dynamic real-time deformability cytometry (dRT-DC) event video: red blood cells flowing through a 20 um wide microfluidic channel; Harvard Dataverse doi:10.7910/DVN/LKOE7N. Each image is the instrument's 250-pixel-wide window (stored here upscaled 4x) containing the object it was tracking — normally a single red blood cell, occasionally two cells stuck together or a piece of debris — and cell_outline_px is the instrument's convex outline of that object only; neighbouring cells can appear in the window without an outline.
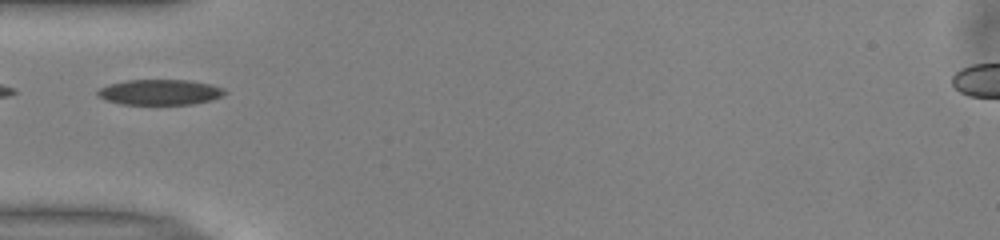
{"species": "common noctule bat (a hibernating species)", "species_latin": "Nyctalus noctula", "temperature_condition": "warm", "stored_images_in_passage": 26, "camera_frame_rate_fps": 3000, "um_per_image_px": 0.085, "animal": {"sex": "male", "body_mass_g": 13.0, "forearm_length_mm": 53.1}, "frame": {"image": 1, "passage_image": 1, "time_ms": 0.0, "image_size_px": [1000, 240], "cell_outline_px": [[228, 92], [212, 100], [192, 104], [120, 104], [108, 100], [100, 96], [96, 92], [100, 88], [108, 84], [128, 80], [188, 80], [212, 84], [224, 88]], "centroid_in_image_um": [13.63, 7.83], "position_along_channel_um": 71.4, "area_um2": 18.79}}